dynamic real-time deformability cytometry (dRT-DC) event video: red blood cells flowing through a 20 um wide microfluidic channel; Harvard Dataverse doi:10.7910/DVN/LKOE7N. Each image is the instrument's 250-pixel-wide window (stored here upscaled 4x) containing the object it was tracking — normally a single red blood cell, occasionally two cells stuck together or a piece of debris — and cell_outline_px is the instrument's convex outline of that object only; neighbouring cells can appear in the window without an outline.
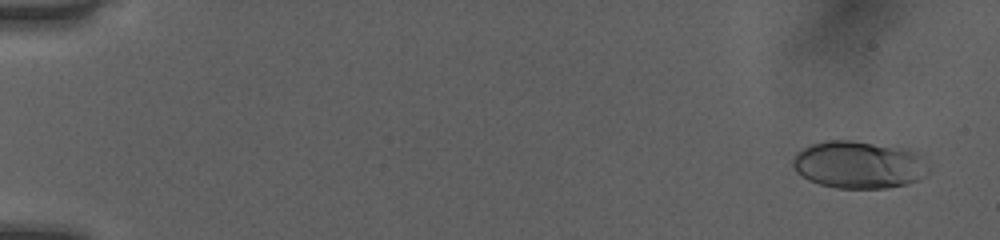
{"species": "human", "species_latin": "Homo sapiens", "temperature_condition": "room temperature", "stored_images_in_passage": 52, "camera_frame_rate_fps": 3000, "um_per_image_px": 0.085, "donor": {"sex": "female"}, "frame": {"image": 1, "passage_image": 3, "time_ms": 0.667, "image_size_px": [1000, 240], "cell_outline_px": [[928, 172], [924, 176], [908, 184], [884, 188], [836, 188], [820, 184], [808, 180], [796, 172], [792, 168], [792, 160], [796, 152], [812, 144], [824, 140], [852, 140], [908, 148], [916, 152], [928, 168]], "centroid_in_image_um": [72.96, 13.99], "position_along_channel_um": 12.0, "area_um2": 37.69}}
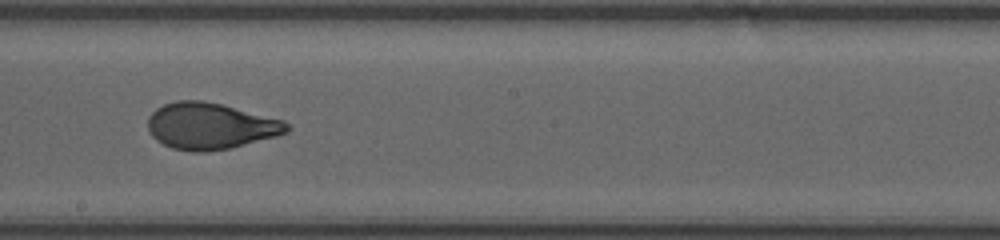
{"frame": {"image": 2, "passage_image": 31, "time_ms": 10.0, "image_size_px": [1000, 240], "cell_outline_px": [[288, 132], [276, 136], [228, 148], [204, 152], [192, 152], [172, 148], [156, 140], [152, 136], [148, 128], [148, 116], [156, 108], [164, 104], [176, 100], [204, 100], [284, 120], [288, 124]], "centroid_in_image_um": [17.84, 10.7], "position_along_channel_um": 230.4, "area_um2": 37.4}}
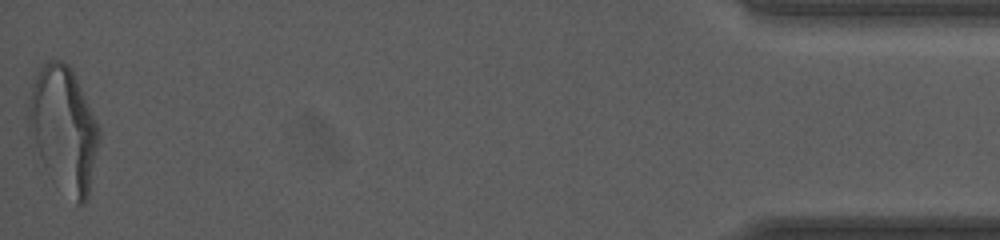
{"frame": {"image": 3, "passage_image": 52, "time_ms": 17.0, "image_size_px": [1000, 240], "cell_outline_px": [[100, 140], [88, 196], [84, 204], [76, 204], [44, 164], [28, 136], [28, 104], [32, 88], [36, 76], [40, 68], [52, 56], [68, 64], [72, 68], [100, 128]], "centroid_in_image_um": [5.42, 10.89], "position_along_channel_um": 429.8, "area_um2": 50.75}, "authors_computed_cell_mechanics": {"area_um2": 37.281, "velocity_mm_per_s": 4.0597, "shape_relaxation_time_tau1_ms": 4.878, "shape_relaxation_time_tau2_ms": 0.6967, "deformation_change_tau1": 0.2101, "deformation_change_tau2": 0.0685}}